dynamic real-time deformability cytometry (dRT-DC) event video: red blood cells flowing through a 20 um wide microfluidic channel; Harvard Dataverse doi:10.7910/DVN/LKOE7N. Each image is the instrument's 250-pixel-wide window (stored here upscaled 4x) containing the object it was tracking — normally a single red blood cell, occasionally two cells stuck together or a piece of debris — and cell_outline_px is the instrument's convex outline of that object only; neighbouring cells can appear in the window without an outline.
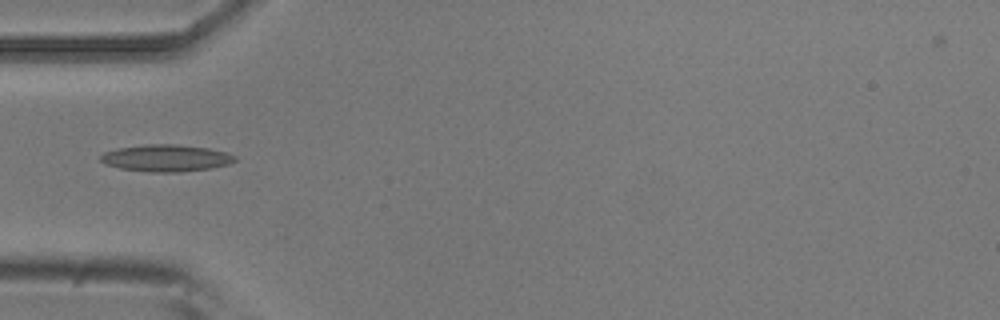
{"species": "common noctule bat (a hibernating species)", "species_latin": "Nyctalus noctula", "temperature_condition": "room temperature", "stored_images_in_passage": 6, "camera_frame_rate_fps": 3000, "um_per_image_px": 0.085, "animal": {"sex": "male", "body_mass_g": 20.5, "forearm_length_mm": 52.5}, "frame": {"image": 1, "passage_image": 4, "time_ms": 1.0, "image_size_px": [1000, 320], "cell_outline_px": [[236, 160], [228, 164], [212, 168], [180, 172], [152, 172], [120, 168], [104, 164], [100, 160], [100, 156], [104, 152], [120, 148], [148, 144], [176, 144], [208, 148], [228, 152], [236, 156]], "centroid_in_image_um": [14.14, 13.43], "position_along_channel_um": 70.9, "area_um2": 21.04}}
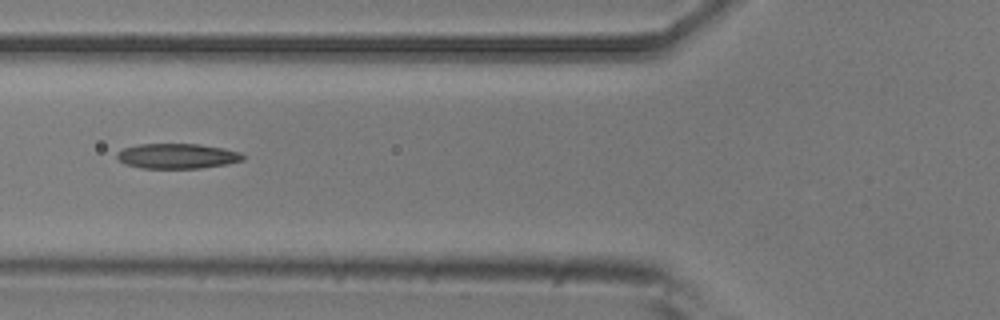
{"frame": {"image": 2, "passage_image": 5, "time_ms": 1.333, "image_size_px": [1000, 320], "cell_outline_px": [[244, 160], [228, 164], [200, 168], [140, 168], [124, 164], [116, 156], [116, 152], [124, 148], [140, 144], [200, 144], [224, 148], [240, 152], [244, 156]], "centroid_in_image_um": [15.07, 13.26], "position_along_channel_um": 110.7, "area_um2": 18.5}}
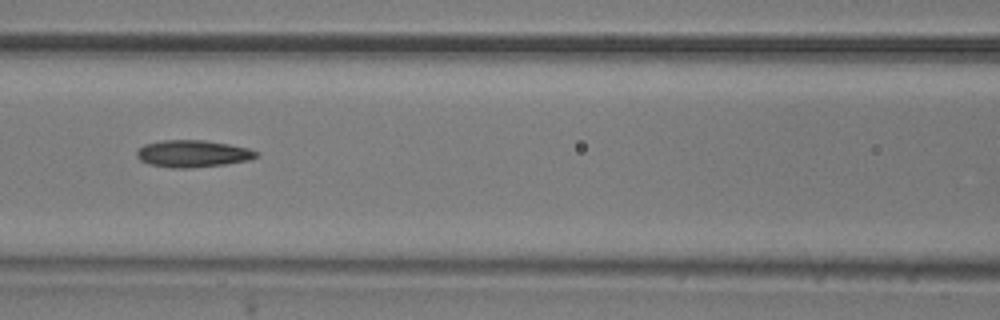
{"frame": {"image": 3, "passage_image": 6, "time_ms": 1.667, "image_size_px": [1000, 320], "cell_outline_px": [[260, 156], [248, 160], [224, 164], [188, 168], [172, 168], [148, 164], [140, 160], [136, 156], [136, 152], [144, 144], [160, 140], [204, 140], [228, 144], [248, 148], [260, 152]], "centroid_in_image_um": [16.38, 13.06], "position_along_channel_um": 150.2, "area_um2": 18.9}}